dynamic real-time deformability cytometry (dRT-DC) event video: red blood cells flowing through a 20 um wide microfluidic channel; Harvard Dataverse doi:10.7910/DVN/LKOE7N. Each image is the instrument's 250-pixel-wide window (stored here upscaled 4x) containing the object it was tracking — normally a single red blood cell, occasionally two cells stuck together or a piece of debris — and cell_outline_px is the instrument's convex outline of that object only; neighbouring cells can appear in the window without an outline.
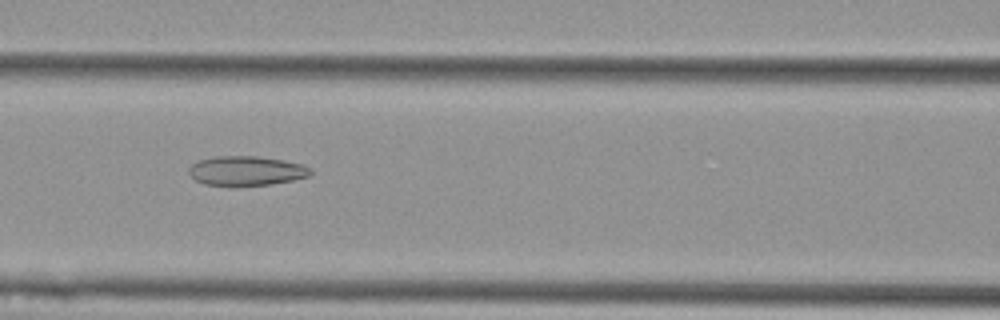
{"species": "Egyptian fruit bat (a non-hibernating species)", "species_latin": "Rousettus aegyptiacus", "temperature_condition": "cold", "stored_images_in_passage": 42, "camera_frame_rate_fps": 3000, "um_per_image_px": 0.085, "animal": {"sex": "female"}, "frame": {"image": 1, "passage_image": 11, "time_ms": 3.333, "image_size_px": [1000, 320], "cell_outline_px": [[312, 172], [308, 176], [292, 180], [268, 184], [204, 184], [196, 180], [188, 172], [188, 168], [196, 160], [212, 156], [256, 156], [284, 160], [304, 164], [312, 168]], "centroid_in_image_um": [20.94, 14.48], "position_along_channel_um": 145.7, "area_um2": 20.63}}
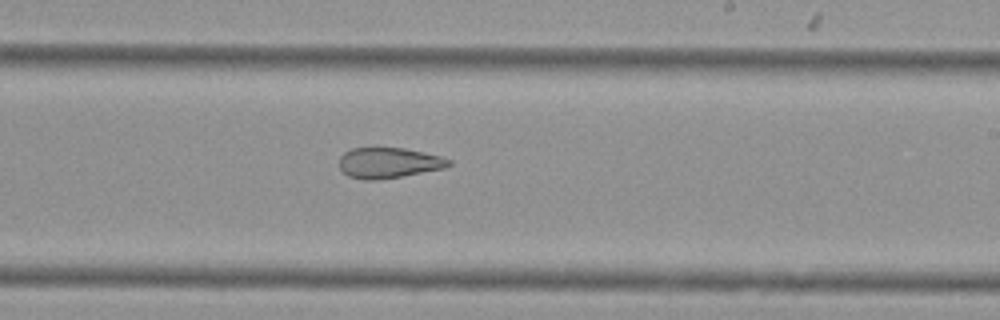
{"frame": {"image": 2, "passage_image": 20, "time_ms": 6.333, "image_size_px": [1000, 320], "cell_outline_px": [[452, 164], [444, 168], [400, 176], [376, 180], [364, 180], [348, 176], [340, 168], [340, 156], [344, 152], [352, 148], [376, 144], [404, 148], [424, 152], [440, 156], [452, 160]], "centroid_in_image_um": [33.0, 13.78], "position_along_channel_um": 256.0, "area_um2": 20.11}}
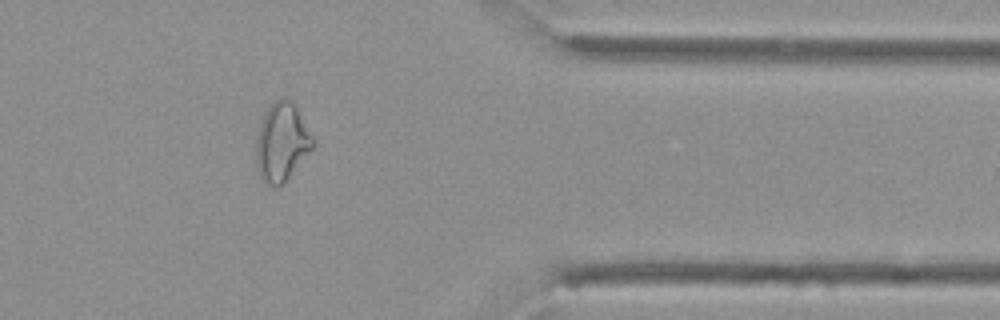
{"frame": {"image": 3, "passage_image": 32, "time_ms": 10.333, "image_size_px": [1000, 320], "cell_outline_px": [[316, 144], [288, 176], [276, 188], [268, 184], [260, 176], [256, 164], [256, 140], [260, 124], [264, 112], [280, 96], [288, 96], [292, 100]], "centroid_in_image_um": [23.93, 12.03], "position_along_channel_um": 387.5, "area_um2": 25.43}, "authors_computed_cell_mechanics": {"area_um2": 22.1952, "velocity_mm_per_s": 3.6968, "shape_relaxation_time_tau1_ms": null, "shape_relaxation_time_tau2_ms": 3.4919, "deformation_change_tau1": null, "deformation_change_tau2": 0.1189}}